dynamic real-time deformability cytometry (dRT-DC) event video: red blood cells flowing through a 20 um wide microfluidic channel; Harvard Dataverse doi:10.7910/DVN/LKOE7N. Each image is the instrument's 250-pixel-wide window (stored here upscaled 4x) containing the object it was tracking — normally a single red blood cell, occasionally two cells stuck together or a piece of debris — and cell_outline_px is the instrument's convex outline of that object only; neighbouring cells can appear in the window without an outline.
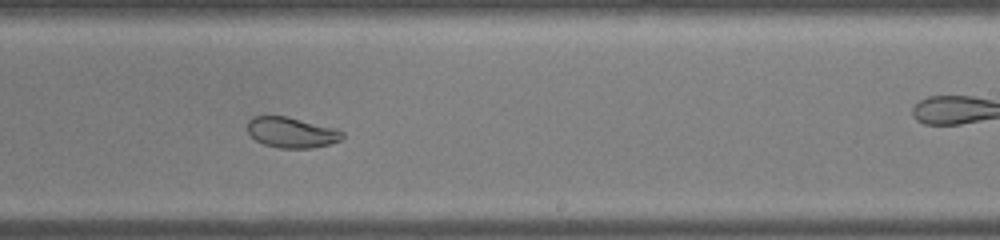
{"species": "common noctule bat (a hibernating species)", "species_latin": "Nyctalus noctula", "temperature_condition": "warm", "stored_images_in_passage": 36, "camera_frame_rate_fps": 3000, "um_per_image_px": 0.085, "animal": {"sex": "male", "body_mass_g": 19.0, "forearm_length_mm": 50.8}, "frame": {"image": 1, "passage_image": 21, "time_ms": 6.667, "image_size_px": [1000, 240], "cell_outline_px": [[344, 136], [340, 140], [328, 144], [312, 148], [280, 148], [264, 144], [256, 140], [248, 132], [248, 120], [252, 116], [288, 116], [340, 128], [344, 132]], "centroid_in_image_um": [24.83, 11.24], "position_along_channel_um": 264.2, "area_um2": 17.17}}